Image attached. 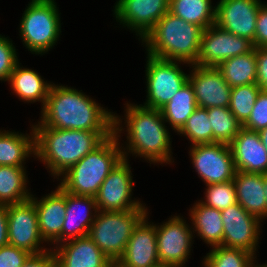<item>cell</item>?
I'll use <instances>...</instances> for the list:
<instances>
[{
  "instance_id": "cell-12",
  "label": "cell",
  "mask_w": 267,
  "mask_h": 267,
  "mask_svg": "<svg viewBox=\"0 0 267 267\" xmlns=\"http://www.w3.org/2000/svg\"><path fill=\"white\" fill-rule=\"evenodd\" d=\"M8 239L10 245L30 254H39L52 248L43 246L46 242L40 234L37 210L31 198L8 205Z\"/></svg>"
},
{
  "instance_id": "cell-5",
  "label": "cell",
  "mask_w": 267,
  "mask_h": 267,
  "mask_svg": "<svg viewBox=\"0 0 267 267\" xmlns=\"http://www.w3.org/2000/svg\"><path fill=\"white\" fill-rule=\"evenodd\" d=\"M123 158L120 139L112 134L63 173L57 180L60 179L58 185L74 195L95 197L106 177Z\"/></svg>"
},
{
  "instance_id": "cell-23",
  "label": "cell",
  "mask_w": 267,
  "mask_h": 267,
  "mask_svg": "<svg viewBox=\"0 0 267 267\" xmlns=\"http://www.w3.org/2000/svg\"><path fill=\"white\" fill-rule=\"evenodd\" d=\"M233 182L236 187L237 202L248 213L263 222L267 211L263 174L236 171Z\"/></svg>"
},
{
  "instance_id": "cell-37",
  "label": "cell",
  "mask_w": 267,
  "mask_h": 267,
  "mask_svg": "<svg viewBox=\"0 0 267 267\" xmlns=\"http://www.w3.org/2000/svg\"><path fill=\"white\" fill-rule=\"evenodd\" d=\"M243 128L259 132L267 127V92L260 91L253 110L248 120L242 125Z\"/></svg>"
},
{
  "instance_id": "cell-4",
  "label": "cell",
  "mask_w": 267,
  "mask_h": 267,
  "mask_svg": "<svg viewBox=\"0 0 267 267\" xmlns=\"http://www.w3.org/2000/svg\"><path fill=\"white\" fill-rule=\"evenodd\" d=\"M202 33L199 26L168 11L145 35L141 45L152 57L194 65L199 56Z\"/></svg>"
},
{
  "instance_id": "cell-34",
  "label": "cell",
  "mask_w": 267,
  "mask_h": 267,
  "mask_svg": "<svg viewBox=\"0 0 267 267\" xmlns=\"http://www.w3.org/2000/svg\"><path fill=\"white\" fill-rule=\"evenodd\" d=\"M261 89L257 83L241 85L231 89L228 108L243 125L251 115Z\"/></svg>"
},
{
  "instance_id": "cell-24",
  "label": "cell",
  "mask_w": 267,
  "mask_h": 267,
  "mask_svg": "<svg viewBox=\"0 0 267 267\" xmlns=\"http://www.w3.org/2000/svg\"><path fill=\"white\" fill-rule=\"evenodd\" d=\"M42 78L36 70L21 66L19 61L9 77L8 84L18 99L24 103L41 102L43 109L53 82L49 83Z\"/></svg>"
},
{
  "instance_id": "cell-27",
  "label": "cell",
  "mask_w": 267,
  "mask_h": 267,
  "mask_svg": "<svg viewBox=\"0 0 267 267\" xmlns=\"http://www.w3.org/2000/svg\"><path fill=\"white\" fill-rule=\"evenodd\" d=\"M26 167L0 166V205H13L31 198Z\"/></svg>"
},
{
  "instance_id": "cell-25",
  "label": "cell",
  "mask_w": 267,
  "mask_h": 267,
  "mask_svg": "<svg viewBox=\"0 0 267 267\" xmlns=\"http://www.w3.org/2000/svg\"><path fill=\"white\" fill-rule=\"evenodd\" d=\"M30 126L27 134L0 129V166L25 167L29 157L35 159V135Z\"/></svg>"
},
{
  "instance_id": "cell-7",
  "label": "cell",
  "mask_w": 267,
  "mask_h": 267,
  "mask_svg": "<svg viewBox=\"0 0 267 267\" xmlns=\"http://www.w3.org/2000/svg\"><path fill=\"white\" fill-rule=\"evenodd\" d=\"M148 209L99 211L88 237L114 263L123 255L134 228L147 215Z\"/></svg>"
},
{
  "instance_id": "cell-29",
  "label": "cell",
  "mask_w": 267,
  "mask_h": 267,
  "mask_svg": "<svg viewBox=\"0 0 267 267\" xmlns=\"http://www.w3.org/2000/svg\"><path fill=\"white\" fill-rule=\"evenodd\" d=\"M197 107L193 88L187 82L160 110L164 121L178 133Z\"/></svg>"
},
{
  "instance_id": "cell-43",
  "label": "cell",
  "mask_w": 267,
  "mask_h": 267,
  "mask_svg": "<svg viewBox=\"0 0 267 267\" xmlns=\"http://www.w3.org/2000/svg\"><path fill=\"white\" fill-rule=\"evenodd\" d=\"M259 135H260L262 144L265 146V149L267 150V127L260 130Z\"/></svg>"
},
{
  "instance_id": "cell-6",
  "label": "cell",
  "mask_w": 267,
  "mask_h": 267,
  "mask_svg": "<svg viewBox=\"0 0 267 267\" xmlns=\"http://www.w3.org/2000/svg\"><path fill=\"white\" fill-rule=\"evenodd\" d=\"M59 7L55 0H31L20 19L19 36L35 55H43L57 45L61 34Z\"/></svg>"
},
{
  "instance_id": "cell-18",
  "label": "cell",
  "mask_w": 267,
  "mask_h": 267,
  "mask_svg": "<svg viewBox=\"0 0 267 267\" xmlns=\"http://www.w3.org/2000/svg\"><path fill=\"white\" fill-rule=\"evenodd\" d=\"M149 212L134 228L117 267H153L160 263L157 251L156 227Z\"/></svg>"
},
{
  "instance_id": "cell-19",
  "label": "cell",
  "mask_w": 267,
  "mask_h": 267,
  "mask_svg": "<svg viewBox=\"0 0 267 267\" xmlns=\"http://www.w3.org/2000/svg\"><path fill=\"white\" fill-rule=\"evenodd\" d=\"M38 215L39 231L44 241L57 246L61 243V232L66 214V191L59 185L51 193L36 198L33 194ZM50 242V243H49Z\"/></svg>"
},
{
  "instance_id": "cell-40",
  "label": "cell",
  "mask_w": 267,
  "mask_h": 267,
  "mask_svg": "<svg viewBox=\"0 0 267 267\" xmlns=\"http://www.w3.org/2000/svg\"><path fill=\"white\" fill-rule=\"evenodd\" d=\"M257 80L262 91L267 92V47L256 48Z\"/></svg>"
},
{
  "instance_id": "cell-41",
  "label": "cell",
  "mask_w": 267,
  "mask_h": 267,
  "mask_svg": "<svg viewBox=\"0 0 267 267\" xmlns=\"http://www.w3.org/2000/svg\"><path fill=\"white\" fill-rule=\"evenodd\" d=\"M21 267H57L52 248L39 254H31Z\"/></svg>"
},
{
  "instance_id": "cell-36",
  "label": "cell",
  "mask_w": 267,
  "mask_h": 267,
  "mask_svg": "<svg viewBox=\"0 0 267 267\" xmlns=\"http://www.w3.org/2000/svg\"><path fill=\"white\" fill-rule=\"evenodd\" d=\"M11 39L0 35V81L8 82L11 73L19 62L18 52Z\"/></svg>"
},
{
  "instance_id": "cell-28",
  "label": "cell",
  "mask_w": 267,
  "mask_h": 267,
  "mask_svg": "<svg viewBox=\"0 0 267 267\" xmlns=\"http://www.w3.org/2000/svg\"><path fill=\"white\" fill-rule=\"evenodd\" d=\"M217 68L231 88L256 83V48H253L246 54L223 61Z\"/></svg>"
},
{
  "instance_id": "cell-30",
  "label": "cell",
  "mask_w": 267,
  "mask_h": 267,
  "mask_svg": "<svg viewBox=\"0 0 267 267\" xmlns=\"http://www.w3.org/2000/svg\"><path fill=\"white\" fill-rule=\"evenodd\" d=\"M212 0H170L169 12L203 30L215 24L216 5Z\"/></svg>"
},
{
  "instance_id": "cell-2",
  "label": "cell",
  "mask_w": 267,
  "mask_h": 267,
  "mask_svg": "<svg viewBox=\"0 0 267 267\" xmlns=\"http://www.w3.org/2000/svg\"><path fill=\"white\" fill-rule=\"evenodd\" d=\"M40 121L32 126L114 132V112L101 107L82 90L52 83Z\"/></svg>"
},
{
  "instance_id": "cell-44",
  "label": "cell",
  "mask_w": 267,
  "mask_h": 267,
  "mask_svg": "<svg viewBox=\"0 0 267 267\" xmlns=\"http://www.w3.org/2000/svg\"><path fill=\"white\" fill-rule=\"evenodd\" d=\"M257 257H255L252 262L250 263L249 267H267V262L266 263H263L262 265L261 264H258L257 262ZM257 262V263H256ZM258 264V265H257Z\"/></svg>"
},
{
  "instance_id": "cell-14",
  "label": "cell",
  "mask_w": 267,
  "mask_h": 267,
  "mask_svg": "<svg viewBox=\"0 0 267 267\" xmlns=\"http://www.w3.org/2000/svg\"><path fill=\"white\" fill-rule=\"evenodd\" d=\"M247 38L237 36L216 24L203 30L201 46L195 65L217 67L229 58L243 55L253 49Z\"/></svg>"
},
{
  "instance_id": "cell-32",
  "label": "cell",
  "mask_w": 267,
  "mask_h": 267,
  "mask_svg": "<svg viewBox=\"0 0 267 267\" xmlns=\"http://www.w3.org/2000/svg\"><path fill=\"white\" fill-rule=\"evenodd\" d=\"M185 136L191 143H213V131L206 108L197 107L177 135Z\"/></svg>"
},
{
  "instance_id": "cell-1",
  "label": "cell",
  "mask_w": 267,
  "mask_h": 267,
  "mask_svg": "<svg viewBox=\"0 0 267 267\" xmlns=\"http://www.w3.org/2000/svg\"><path fill=\"white\" fill-rule=\"evenodd\" d=\"M124 105V118L114 113L113 126L114 134L118 139H121L123 131L126 132L127 142L125 141V145L121 143L123 157L128 159L130 158L128 155L132 154L135 158L138 156L145 159L150 166L151 164L171 165L174 162L172 138L161 110L130 102Z\"/></svg>"
},
{
  "instance_id": "cell-13",
  "label": "cell",
  "mask_w": 267,
  "mask_h": 267,
  "mask_svg": "<svg viewBox=\"0 0 267 267\" xmlns=\"http://www.w3.org/2000/svg\"><path fill=\"white\" fill-rule=\"evenodd\" d=\"M221 219L223 222L221 246L241 248L257 256L262 221L248 213L238 202L222 210Z\"/></svg>"
},
{
  "instance_id": "cell-9",
  "label": "cell",
  "mask_w": 267,
  "mask_h": 267,
  "mask_svg": "<svg viewBox=\"0 0 267 267\" xmlns=\"http://www.w3.org/2000/svg\"><path fill=\"white\" fill-rule=\"evenodd\" d=\"M129 163V159L123 158L100 186L94 197L99 211L148 209L139 198L132 197L135 181Z\"/></svg>"
},
{
  "instance_id": "cell-42",
  "label": "cell",
  "mask_w": 267,
  "mask_h": 267,
  "mask_svg": "<svg viewBox=\"0 0 267 267\" xmlns=\"http://www.w3.org/2000/svg\"><path fill=\"white\" fill-rule=\"evenodd\" d=\"M8 244V206L0 205V247Z\"/></svg>"
},
{
  "instance_id": "cell-16",
  "label": "cell",
  "mask_w": 267,
  "mask_h": 267,
  "mask_svg": "<svg viewBox=\"0 0 267 267\" xmlns=\"http://www.w3.org/2000/svg\"><path fill=\"white\" fill-rule=\"evenodd\" d=\"M215 24L237 36L247 38L254 47L256 20L261 0H218Z\"/></svg>"
},
{
  "instance_id": "cell-20",
  "label": "cell",
  "mask_w": 267,
  "mask_h": 267,
  "mask_svg": "<svg viewBox=\"0 0 267 267\" xmlns=\"http://www.w3.org/2000/svg\"><path fill=\"white\" fill-rule=\"evenodd\" d=\"M52 250L57 267H113L115 265L88 236L62 242Z\"/></svg>"
},
{
  "instance_id": "cell-45",
  "label": "cell",
  "mask_w": 267,
  "mask_h": 267,
  "mask_svg": "<svg viewBox=\"0 0 267 267\" xmlns=\"http://www.w3.org/2000/svg\"><path fill=\"white\" fill-rule=\"evenodd\" d=\"M263 183H264V191H265L266 202H267V173L263 174ZM266 218H267V211H266Z\"/></svg>"
},
{
  "instance_id": "cell-21",
  "label": "cell",
  "mask_w": 267,
  "mask_h": 267,
  "mask_svg": "<svg viewBox=\"0 0 267 267\" xmlns=\"http://www.w3.org/2000/svg\"><path fill=\"white\" fill-rule=\"evenodd\" d=\"M236 171L267 173V150L259 132L241 128L229 144Z\"/></svg>"
},
{
  "instance_id": "cell-17",
  "label": "cell",
  "mask_w": 267,
  "mask_h": 267,
  "mask_svg": "<svg viewBox=\"0 0 267 267\" xmlns=\"http://www.w3.org/2000/svg\"><path fill=\"white\" fill-rule=\"evenodd\" d=\"M189 80L198 107H228L230 104L231 87L223 78L217 67L191 65Z\"/></svg>"
},
{
  "instance_id": "cell-22",
  "label": "cell",
  "mask_w": 267,
  "mask_h": 267,
  "mask_svg": "<svg viewBox=\"0 0 267 267\" xmlns=\"http://www.w3.org/2000/svg\"><path fill=\"white\" fill-rule=\"evenodd\" d=\"M97 212L94 197L66 192V214L61 232V243L88 236Z\"/></svg>"
},
{
  "instance_id": "cell-8",
  "label": "cell",
  "mask_w": 267,
  "mask_h": 267,
  "mask_svg": "<svg viewBox=\"0 0 267 267\" xmlns=\"http://www.w3.org/2000/svg\"><path fill=\"white\" fill-rule=\"evenodd\" d=\"M145 67L146 101L141 104L152 109H161L189 80L182 61L163 60L147 54Z\"/></svg>"
},
{
  "instance_id": "cell-39",
  "label": "cell",
  "mask_w": 267,
  "mask_h": 267,
  "mask_svg": "<svg viewBox=\"0 0 267 267\" xmlns=\"http://www.w3.org/2000/svg\"><path fill=\"white\" fill-rule=\"evenodd\" d=\"M267 47V4L264 2L259 9L254 37V48Z\"/></svg>"
},
{
  "instance_id": "cell-46",
  "label": "cell",
  "mask_w": 267,
  "mask_h": 267,
  "mask_svg": "<svg viewBox=\"0 0 267 267\" xmlns=\"http://www.w3.org/2000/svg\"><path fill=\"white\" fill-rule=\"evenodd\" d=\"M153 267H181V266H176V265H168V264H157Z\"/></svg>"
},
{
  "instance_id": "cell-47",
  "label": "cell",
  "mask_w": 267,
  "mask_h": 267,
  "mask_svg": "<svg viewBox=\"0 0 267 267\" xmlns=\"http://www.w3.org/2000/svg\"><path fill=\"white\" fill-rule=\"evenodd\" d=\"M201 263L203 267H208V265L204 261H202Z\"/></svg>"
},
{
  "instance_id": "cell-31",
  "label": "cell",
  "mask_w": 267,
  "mask_h": 267,
  "mask_svg": "<svg viewBox=\"0 0 267 267\" xmlns=\"http://www.w3.org/2000/svg\"><path fill=\"white\" fill-rule=\"evenodd\" d=\"M213 131V143L230 144L239 130L241 123L228 107L206 108Z\"/></svg>"
},
{
  "instance_id": "cell-26",
  "label": "cell",
  "mask_w": 267,
  "mask_h": 267,
  "mask_svg": "<svg viewBox=\"0 0 267 267\" xmlns=\"http://www.w3.org/2000/svg\"><path fill=\"white\" fill-rule=\"evenodd\" d=\"M189 217L193 233L197 234L208 247L222 245L223 222L220 210L208 207L196 200L189 209Z\"/></svg>"
},
{
  "instance_id": "cell-11",
  "label": "cell",
  "mask_w": 267,
  "mask_h": 267,
  "mask_svg": "<svg viewBox=\"0 0 267 267\" xmlns=\"http://www.w3.org/2000/svg\"><path fill=\"white\" fill-rule=\"evenodd\" d=\"M188 153L193 168L205 185L225 183L234 179L236 168L228 144L190 145Z\"/></svg>"
},
{
  "instance_id": "cell-3",
  "label": "cell",
  "mask_w": 267,
  "mask_h": 267,
  "mask_svg": "<svg viewBox=\"0 0 267 267\" xmlns=\"http://www.w3.org/2000/svg\"><path fill=\"white\" fill-rule=\"evenodd\" d=\"M35 159L43 162L46 170L58 179L74 164L98 147L114 132L56 129L33 126Z\"/></svg>"
},
{
  "instance_id": "cell-38",
  "label": "cell",
  "mask_w": 267,
  "mask_h": 267,
  "mask_svg": "<svg viewBox=\"0 0 267 267\" xmlns=\"http://www.w3.org/2000/svg\"><path fill=\"white\" fill-rule=\"evenodd\" d=\"M31 254L10 244L0 247V267H21Z\"/></svg>"
},
{
  "instance_id": "cell-10",
  "label": "cell",
  "mask_w": 267,
  "mask_h": 267,
  "mask_svg": "<svg viewBox=\"0 0 267 267\" xmlns=\"http://www.w3.org/2000/svg\"><path fill=\"white\" fill-rule=\"evenodd\" d=\"M160 264L186 267L194 242L192 226L180 215H171L166 222L155 224Z\"/></svg>"
},
{
  "instance_id": "cell-35",
  "label": "cell",
  "mask_w": 267,
  "mask_h": 267,
  "mask_svg": "<svg viewBox=\"0 0 267 267\" xmlns=\"http://www.w3.org/2000/svg\"><path fill=\"white\" fill-rule=\"evenodd\" d=\"M205 186L204 199L199 201L208 207L222 211L237 203L236 187L233 180Z\"/></svg>"
},
{
  "instance_id": "cell-15",
  "label": "cell",
  "mask_w": 267,
  "mask_h": 267,
  "mask_svg": "<svg viewBox=\"0 0 267 267\" xmlns=\"http://www.w3.org/2000/svg\"><path fill=\"white\" fill-rule=\"evenodd\" d=\"M170 0H116L113 17L124 28L136 33L139 41L169 11Z\"/></svg>"
},
{
  "instance_id": "cell-33",
  "label": "cell",
  "mask_w": 267,
  "mask_h": 267,
  "mask_svg": "<svg viewBox=\"0 0 267 267\" xmlns=\"http://www.w3.org/2000/svg\"><path fill=\"white\" fill-rule=\"evenodd\" d=\"M256 256L241 248L213 247L203 260L208 267H249Z\"/></svg>"
}]
</instances>
